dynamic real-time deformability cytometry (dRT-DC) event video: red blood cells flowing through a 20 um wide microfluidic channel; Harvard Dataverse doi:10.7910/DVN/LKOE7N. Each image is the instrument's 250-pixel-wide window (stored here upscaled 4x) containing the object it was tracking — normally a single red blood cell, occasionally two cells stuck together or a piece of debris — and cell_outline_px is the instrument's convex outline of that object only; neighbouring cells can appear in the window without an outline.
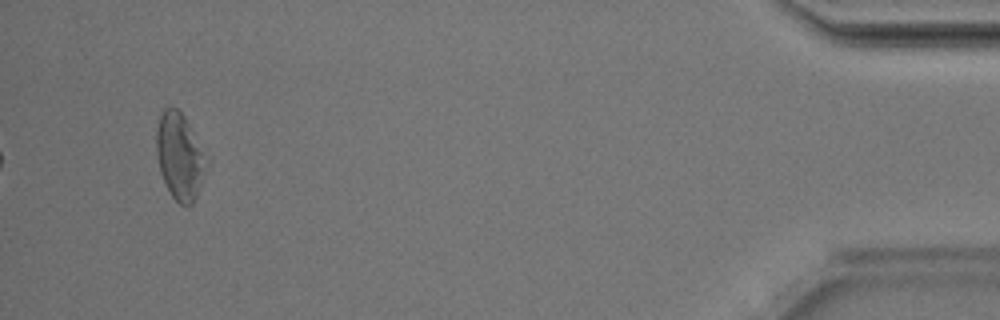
{"species": "Egyptian fruit bat (a non-hibernating species)", "species_latin": "Rousettus aegyptiacus", "temperature_condition": "room temperature", "stored_images_in_passage": 34, "camera_frame_rate_fps": 3000, "um_per_image_px": 0.085, "animal": {"sex": "male"}, "frame": {"image": 1, "passage_image": 34, "time_ms": 11.0, "image_size_px": [1000, 320], "cell_outline_px": [[208, 164], [204, 176], [196, 196], [192, 204], [180, 204], [172, 196], [160, 172], [156, 156], [156, 128], [160, 116], [164, 108], [176, 108], [184, 116]], "centroid_in_image_um": [15.24, 13.3], "position_along_channel_um": 420.0, "area_um2": 24.51}, "authors_computed_cell_mechanics": {"area_um2": 24.276, "velocity_mm_per_s": 4.1991, "shape_relaxation_time_tau1_ms": 7.8102, "shape_relaxation_time_tau2_ms": 1.5737, "deformation_change_tau1": 0.1488, "deformation_change_tau2": 0.1109}}